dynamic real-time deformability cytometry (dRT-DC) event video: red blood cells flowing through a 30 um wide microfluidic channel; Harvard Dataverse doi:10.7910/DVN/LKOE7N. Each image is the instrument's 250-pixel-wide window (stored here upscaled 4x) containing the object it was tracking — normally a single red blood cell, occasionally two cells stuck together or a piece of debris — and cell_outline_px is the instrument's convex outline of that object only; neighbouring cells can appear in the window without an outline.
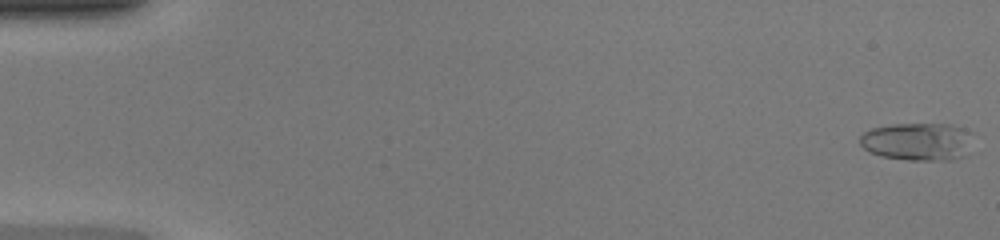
{"species": "common noctule bat (a hibernating species)", "species_latin": "Nyctalus noctula", "temperature_condition": "warm", "stored_images_in_passage": 8, "camera_frame_rate_fps": 3000, "um_per_image_px": 0.085, "animal": {"sex": "female", "body_mass_g": 20.0, "forearm_length_mm": 54.0}, "frame": {"image": 1, "passage_image": 1, "time_ms": 0.0, "image_size_px": [1000, 240], "cell_outline_px": [[972, 132], [964, 156], [952, 160], [908, 160], [880, 156], [868, 152], [860, 144], [860, 136], [864, 132], [872, 128], [892, 124], [952, 124], [964, 128]], "centroid_in_image_um": [77.96, 12.03], "position_along_channel_um": 7.0, "area_um2": 24.97}}